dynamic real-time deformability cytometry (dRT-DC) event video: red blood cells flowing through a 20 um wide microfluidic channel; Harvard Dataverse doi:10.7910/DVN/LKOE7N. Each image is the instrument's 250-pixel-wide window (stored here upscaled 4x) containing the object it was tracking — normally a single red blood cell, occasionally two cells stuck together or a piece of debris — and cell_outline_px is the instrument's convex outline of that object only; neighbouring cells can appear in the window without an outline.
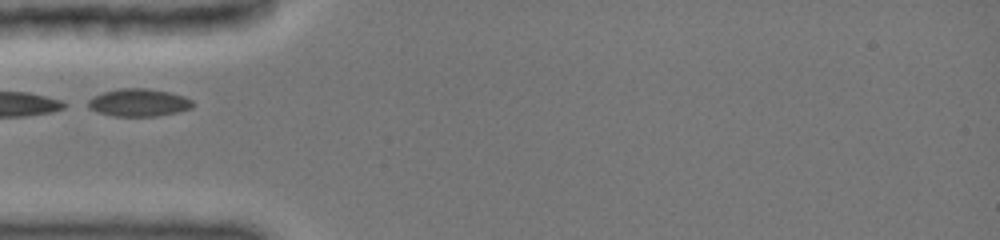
{"species": "common noctule bat (a hibernating species)", "species_latin": "Nyctalus noctula", "temperature_condition": "cold", "stored_images_in_passage": 26, "camera_frame_rate_fps": 3000, "um_per_image_px": 0.085, "animal": {"sex": "female", "body_mass_g": 19.0, "forearm_length_mm": 51.5}, "frame": {"image": 1, "passage_image": 1, "time_ms": 0.0, "image_size_px": [1000, 240], "cell_outline_px": [[192, 108], [176, 112], [156, 116], [112, 116], [88, 108], [88, 100], [92, 96], [104, 92], [120, 88], [144, 88], [168, 92], [184, 96], [192, 100]], "centroid_in_image_um": [11.77, 8.72], "position_along_channel_um": 73.2, "area_um2": 16.7}}